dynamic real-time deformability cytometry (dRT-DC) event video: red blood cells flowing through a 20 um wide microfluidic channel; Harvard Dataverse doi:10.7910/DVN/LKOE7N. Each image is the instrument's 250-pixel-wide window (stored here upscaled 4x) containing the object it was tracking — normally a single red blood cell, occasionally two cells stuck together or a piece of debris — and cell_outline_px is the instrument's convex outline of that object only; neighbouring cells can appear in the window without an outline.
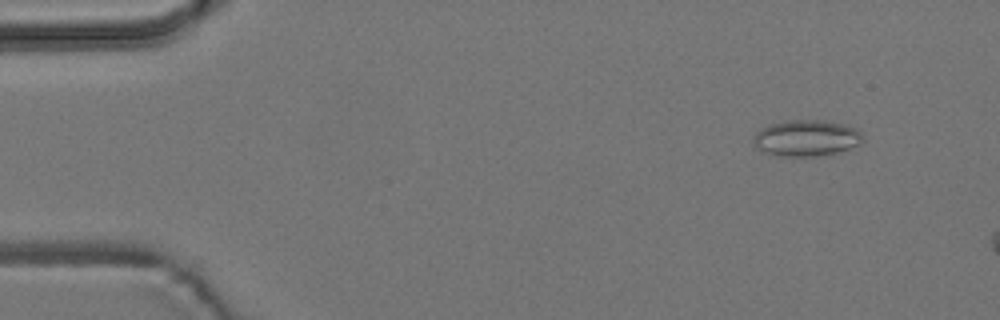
{"species": "common noctule bat (a hibernating species)", "species_latin": "Nyctalus noctula", "temperature_condition": "room temperature", "stored_images_in_passage": 4, "camera_frame_rate_fps": 3000, "um_per_image_px": 0.085, "animal": {"sex": "male", "body_mass_g": 19.2, "forearm_length_mm": 51.8}, "frame": {"image": 1, "passage_image": 2, "time_ms": 1.0, "image_size_px": [1000, 320], "cell_outline_px": [[864, 140], [860, 144], [832, 156], [776, 156], [764, 152], [756, 148], [752, 140], [752, 136], [760, 128], [772, 124], [788, 120], [824, 120], [844, 124], [856, 128], [864, 136]], "centroid_in_image_um": [68.56, 11.75], "position_along_channel_um": 16.4, "area_um2": 23.7}}